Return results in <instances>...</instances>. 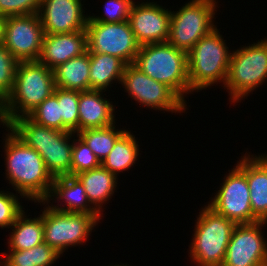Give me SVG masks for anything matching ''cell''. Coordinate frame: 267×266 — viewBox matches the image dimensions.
Segmentation results:
<instances>
[{
    "label": "cell",
    "instance_id": "obj_1",
    "mask_svg": "<svg viewBox=\"0 0 267 266\" xmlns=\"http://www.w3.org/2000/svg\"><path fill=\"white\" fill-rule=\"evenodd\" d=\"M5 134L4 151L6 178L13 189L35 203L46 201L52 189L54 177L48 171L40 154L27 146L9 128Z\"/></svg>",
    "mask_w": 267,
    "mask_h": 266
},
{
    "label": "cell",
    "instance_id": "obj_2",
    "mask_svg": "<svg viewBox=\"0 0 267 266\" xmlns=\"http://www.w3.org/2000/svg\"><path fill=\"white\" fill-rule=\"evenodd\" d=\"M9 129L40 154L53 177L71 174L73 142L70 144V138L74 137V132L39 125L28 116L13 120Z\"/></svg>",
    "mask_w": 267,
    "mask_h": 266
},
{
    "label": "cell",
    "instance_id": "obj_3",
    "mask_svg": "<svg viewBox=\"0 0 267 266\" xmlns=\"http://www.w3.org/2000/svg\"><path fill=\"white\" fill-rule=\"evenodd\" d=\"M141 72L171 88L185 103L191 94L187 53L168 42L140 46L133 63Z\"/></svg>",
    "mask_w": 267,
    "mask_h": 266
},
{
    "label": "cell",
    "instance_id": "obj_4",
    "mask_svg": "<svg viewBox=\"0 0 267 266\" xmlns=\"http://www.w3.org/2000/svg\"><path fill=\"white\" fill-rule=\"evenodd\" d=\"M54 89L52 69L39 61L19 62L13 89L5 99L9 124L19 117L28 116Z\"/></svg>",
    "mask_w": 267,
    "mask_h": 266
},
{
    "label": "cell",
    "instance_id": "obj_5",
    "mask_svg": "<svg viewBox=\"0 0 267 266\" xmlns=\"http://www.w3.org/2000/svg\"><path fill=\"white\" fill-rule=\"evenodd\" d=\"M217 27L203 36L187 53L188 79L192 92L226 81L232 52Z\"/></svg>",
    "mask_w": 267,
    "mask_h": 266
},
{
    "label": "cell",
    "instance_id": "obj_6",
    "mask_svg": "<svg viewBox=\"0 0 267 266\" xmlns=\"http://www.w3.org/2000/svg\"><path fill=\"white\" fill-rule=\"evenodd\" d=\"M196 221L189 257L197 266H222L236 224L208 205Z\"/></svg>",
    "mask_w": 267,
    "mask_h": 266
},
{
    "label": "cell",
    "instance_id": "obj_7",
    "mask_svg": "<svg viewBox=\"0 0 267 266\" xmlns=\"http://www.w3.org/2000/svg\"><path fill=\"white\" fill-rule=\"evenodd\" d=\"M267 80V39L232 52L224 88L238 103Z\"/></svg>",
    "mask_w": 267,
    "mask_h": 266
},
{
    "label": "cell",
    "instance_id": "obj_8",
    "mask_svg": "<svg viewBox=\"0 0 267 266\" xmlns=\"http://www.w3.org/2000/svg\"><path fill=\"white\" fill-rule=\"evenodd\" d=\"M46 208L43 211L44 242L60 255L67 247L86 242L102 214L70 213L56 210L47 201H39Z\"/></svg>",
    "mask_w": 267,
    "mask_h": 266
},
{
    "label": "cell",
    "instance_id": "obj_9",
    "mask_svg": "<svg viewBox=\"0 0 267 266\" xmlns=\"http://www.w3.org/2000/svg\"><path fill=\"white\" fill-rule=\"evenodd\" d=\"M215 4L216 0H191L177 12H171L167 42L188 53L203 36L216 28L213 23Z\"/></svg>",
    "mask_w": 267,
    "mask_h": 266
},
{
    "label": "cell",
    "instance_id": "obj_10",
    "mask_svg": "<svg viewBox=\"0 0 267 266\" xmlns=\"http://www.w3.org/2000/svg\"><path fill=\"white\" fill-rule=\"evenodd\" d=\"M208 206L235 224H250L260 221L252 212L250 190L246 178V153L237 165L229 170L221 186Z\"/></svg>",
    "mask_w": 267,
    "mask_h": 266
},
{
    "label": "cell",
    "instance_id": "obj_11",
    "mask_svg": "<svg viewBox=\"0 0 267 266\" xmlns=\"http://www.w3.org/2000/svg\"><path fill=\"white\" fill-rule=\"evenodd\" d=\"M120 84L132 99L153 110L176 114L187 108V104L171 88L144 74L133 64L125 66Z\"/></svg>",
    "mask_w": 267,
    "mask_h": 266
},
{
    "label": "cell",
    "instance_id": "obj_12",
    "mask_svg": "<svg viewBox=\"0 0 267 266\" xmlns=\"http://www.w3.org/2000/svg\"><path fill=\"white\" fill-rule=\"evenodd\" d=\"M88 51L110 54L126 65L133 64L140 45L127 21L117 23L87 22Z\"/></svg>",
    "mask_w": 267,
    "mask_h": 266
},
{
    "label": "cell",
    "instance_id": "obj_13",
    "mask_svg": "<svg viewBox=\"0 0 267 266\" xmlns=\"http://www.w3.org/2000/svg\"><path fill=\"white\" fill-rule=\"evenodd\" d=\"M45 33L38 14L8 17L4 24L3 46L21 61H38Z\"/></svg>",
    "mask_w": 267,
    "mask_h": 266
},
{
    "label": "cell",
    "instance_id": "obj_14",
    "mask_svg": "<svg viewBox=\"0 0 267 266\" xmlns=\"http://www.w3.org/2000/svg\"><path fill=\"white\" fill-rule=\"evenodd\" d=\"M266 224H236L222 266H267V241L261 231Z\"/></svg>",
    "mask_w": 267,
    "mask_h": 266
},
{
    "label": "cell",
    "instance_id": "obj_15",
    "mask_svg": "<svg viewBox=\"0 0 267 266\" xmlns=\"http://www.w3.org/2000/svg\"><path fill=\"white\" fill-rule=\"evenodd\" d=\"M156 3L132 4L128 22L140 46L164 43L169 38L172 11Z\"/></svg>",
    "mask_w": 267,
    "mask_h": 266
},
{
    "label": "cell",
    "instance_id": "obj_16",
    "mask_svg": "<svg viewBox=\"0 0 267 266\" xmlns=\"http://www.w3.org/2000/svg\"><path fill=\"white\" fill-rule=\"evenodd\" d=\"M81 1L41 0L38 16L44 33L62 34L85 30L89 16L84 14Z\"/></svg>",
    "mask_w": 267,
    "mask_h": 266
},
{
    "label": "cell",
    "instance_id": "obj_17",
    "mask_svg": "<svg viewBox=\"0 0 267 266\" xmlns=\"http://www.w3.org/2000/svg\"><path fill=\"white\" fill-rule=\"evenodd\" d=\"M88 51L86 30L45 34L38 61L50 69Z\"/></svg>",
    "mask_w": 267,
    "mask_h": 266
},
{
    "label": "cell",
    "instance_id": "obj_18",
    "mask_svg": "<svg viewBox=\"0 0 267 266\" xmlns=\"http://www.w3.org/2000/svg\"><path fill=\"white\" fill-rule=\"evenodd\" d=\"M100 90L80 91L79 93V132L86 129L104 128L116 124L114 105L103 98Z\"/></svg>",
    "mask_w": 267,
    "mask_h": 266
},
{
    "label": "cell",
    "instance_id": "obj_19",
    "mask_svg": "<svg viewBox=\"0 0 267 266\" xmlns=\"http://www.w3.org/2000/svg\"><path fill=\"white\" fill-rule=\"evenodd\" d=\"M55 197L58 202H65L63 204L51 205L52 208L70 213H86V214H100L94 206L90 205L87 194L81 182L75 176H59L54 177L52 189L48 196L47 202ZM60 205V207H59Z\"/></svg>",
    "mask_w": 267,
    "mask_h": 266
},
{
    "label": "cell",
    "instance_id": "obj_20",
    "mask_svg": "<svg viewBox=\"0 0 267 266\" xmlns=\"http://www.w3.org/2000/svg\"><path fill=\"white\" fill-rule=\"evenodd\" d=\"M246 178L252 212L260 221L267 222V155L246 154Z\"/></svg>",
    "mask_w": 267,
    "mask_h": 266
},
{
    "label": "cell",
    "instance_id": "obj_21",
    "mask_svg": "<svg viewBox=\"0 0 267 266\" xmlns=\"http://www.w3.org/2000/svg\"><path fill=\"white\" fill-rule=\"evenodd\" d=\"M75 177L83 185L90 204L101 214L102 205L110 200L116 190L118 176L101 165L98 168L80 172Z\"/></svg>",
    "mask_w": 267,
    "mask_h": 266
},
{
    "label": "cell",
    "instance_id": "obj_22",
    "mask_svg": "<svg viewBox=\"0 0 267 266\" xmlns=\"http://www.w3.org/2000/svg\"><path fill=\"white\" fill-rule=\"evenodd\" d=\"M53 70L55 87L64 90H90L89 51L57 65Z\"/></svg>",
    "mask_w": 267,
    "mask_h": 266
},
{
    "label": "cell",
    "instance_id": "obj_23",
    "mask_svg": "<svg viewBox=\"0 0 267 266\" xmlns=\"http://www.w3.org/2000/svg\"><path fill=\"white\" fill-rule=\"evenodd\" d=\"M89 61L90 90L106 91L113 81L121 83L126 66L121 59L110 54L89 52Z\"/></svg>",
    "mask_w": 267,
    "mask_h": 266
},
{
    "label": "cell",
    "instance_id": "obj_24",
    "mask_svg": "<svg viewBox=\"0 0 267 266\" xmlns=\"http://www.w3.org/2000/svg\"><path fill=\"white\" fill-rule=\"evenodd\" d=\"M23 211L10 227L8 250H28L44 242L43 211L39 217L27 218Z\"/></svg>",
    "mask_w": 267,
    "mask_h": 266
},
{
    "label": "cell",
    "instance_id": "obj_25",
    "mask_svg": "<svg viewBox=\"0 0 267 266\" xmlns=\"http://www.w3.org/2000/svg\"><path fill=\"white\" fill-rule=\"evenodd\" d=\"M139 145L128 130L116 141L108 156L101 162V165L114 175L127 171L138 160Z\"/></svg>",
    "mask_w": 267,
    "mask_h": 266
},
{
    "label": "cell",
    "instance_id": "obj_26",
    "mask_svg": "<svg viewBox=\"0 0 267 266\" xmlns=\"http://www.w3.org/2000/svg\"><path fill=\"white\" fill-rule=\"evenodd\" d=\"M3 266H52L60 254L50 247L47 243L43 242L28 250H10L6 254L2 252Z\"/></svg>",
    "mask_w": 267,
    "mask_h": 266
},
{
    "label": "cell",
    "instance_id": "obj_27",
    "mask_svg": "<svg viewBox=\"0 0 267 266\" xmlns=\"http://www.w3.org/2000/svg\"><path fill=\"white\" fill-rule=\"evenodd\" d=\"M115 124L95 129H86L77 133L102 162L113 149L116 141L127 131L115 129Z\"/></svg>",
    "mask_w": 267,
    "mask_h": 266
},
{
    "label": "cell",
    "instance_id": "obj_28",
    "mask_svg": "<svg viewBox=\"0 0 267 266\" xmlns=\"http://www.w3.org/2000/svg\"><path fill=\"white\" fill-rule=\"evenodd\" d=\"M79 93L78 90H64L57 88V99L60 105L62 131L79 132Z\"/></svg>",
    "mask_w": 267,
    "mask_h": 266
},
{
    "label": "cell",
    "instance_id": "obj_29",
    "mask_svg": "<svg viewBox=\"0 0 267 266\" xmlns=\"http://www.w3.org/2000/svg\"><path fill=\"white\" fill-rule=\"evenodd\" d=\"M28 117L39 125L62 131V118L57 99V87H55L54 92L38 105Z\"/></svg>",
    "mask_w": 267,
    "mask_h": 266
},
{
    "label": "cell",
    "instance_id": "obj_30",
    "mask_svg": "<svg viewBox=\"0 0 267 266\" xmlns=\"http://www.w3.org/2000/svg\"><path fill=\"white\" fill-rule=\"evenodd\" d=\"M73 139L71 174L75 176L80 172L95 169L101 166V162L88 145L79 137ZM76 140V141H75Z\"/></svg>",
    "mask_w": 267,
    "mask_h": 266
},
{
    "label": "cell",
    "instance_id": "obj_31",
    "mask_svg": "<svg viewBox=\"0 0 267 266\" xmlns=\"http://www.w3.org/2000/svg\"><path fill=\"white\" fill-rule=\"evenodd\" d=\"M18 63L19 61L0 45V95L5 99L13 89Z\"/></svg>",
    "mask_w": 267,
    "mask_h": 266
},
{
    "label": "cell",
    "instance_id": "obj_32",
    "mask_svg": "<svg viewBox=\"0 0 267 266\" xmlns=\"http://www.w3.org/2000/svg\"><path fill=\"white\" fill-rule=\"evenodd\" d=\"M133 0H107L104 5L105 13L101 16H90L87 22L117 23L128 20Z\"/></svg>",
    "mask_w": 267,
    "mask_h": 266
},
{
    "label": "cell",
    "instance_id": "obj_33",
    "mask_svg": "<svg viewBox=\"0 0 267 266\" xmlns=\"http://www.w3.org/2000/svg\"><path fill=\"white\" fill-rule=\"evenodd\" d=\"M18 196L8 191H0V228L9 229L24 211Z\"/></svg>",
    "mask_w": 267,
    "mask_h": 266
},
{
    "label": "cell",
    "instance_id": "obj_34",
    "mask_svg": "<svg viewBox=\"0 0 267 266\" xmlns=\"http://www.w3.org/2000/svg\"><path fill=\"white\" fill-rule=\"evenodd\" d=\"M41 0H0V16L38 14Z\"/></svg>",
    "mask_w": 267,
    "mask_h": 266
},
{
    "label": "cell",
    "instance_id": "obj_35",
    "mask_svg": "<svg viewBox=\"0 0 267 266\" xmlns=\"http://www.w3.org/2000/svg\"><path fill=\"white\" fill-rule=\"evenodd\" d=\"M0 123L9 128V120L6 114L5 98L0 95Z\"/></svg>",
    "mask_w": 267,
    "mask_h": 266
},
{
    "label": "cell",
    "instance_id": "obj_36",
    "mask_svg": "<svg viewBox=\"0 0 267 266\" xmlns=\"http://www.w3.org/2000/svg\"><path fill=\"white\" fill-rule=\"evenodd\" d=\"M6 18L0 16V45H3L4 24Z\"/></svg>",
    "mask_w": 267,
    "mask_h": 266
},
{
    "label": "cell",
    "instance_id": "obj_37",
    "mask_svg": "<svg viewBox=\"0 0 267 266\" xmlns=\"http://www.w3.org/2000/svg\"><path fill=\"white\" fill-rule=\"evenodd\" d=\"M112 266H113V265H112ZM114 266H127V264H126V265H124V264H122V265H119V264H118V265H117V264H116V265H114Z\"/></svg>",
    "mask_w": 267,
    "mask_h": 266
}]
</instances>
